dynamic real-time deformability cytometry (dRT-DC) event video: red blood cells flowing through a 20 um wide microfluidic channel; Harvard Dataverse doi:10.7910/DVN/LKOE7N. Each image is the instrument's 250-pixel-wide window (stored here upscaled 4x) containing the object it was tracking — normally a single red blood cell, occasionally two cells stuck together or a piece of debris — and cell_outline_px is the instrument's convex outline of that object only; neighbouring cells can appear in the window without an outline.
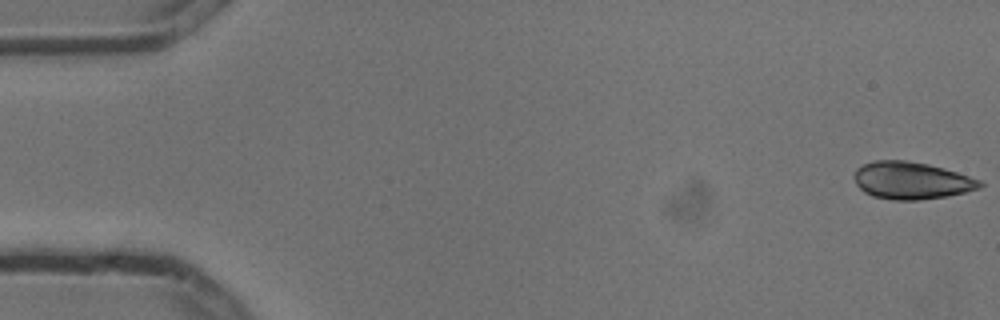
{"species": "common noctule bat (a hibernating species)", "species_latin": "Nyctalus noctula", "temperature_condition": "cold", "stored_images_in_passage": 5, "camera_frame_rate_fps": 3000, "um_per_image_px": 0.085, "animal": {"sex": "male", "body_mass_g": 13.3}, "frame": {"image": 1, "passage_image": 1, "time_ms": 0.0, "image_size_px": [1000, 320], "cell_outline_px": [[984, 184], [980, 188], [948, 196], [920, 200], [892, 200], [872, 196], [864, 192], [856, 184], [852, 176], [856, 168], [872, 160], [904, 160], [928, 164], [956, 172], [980, 180]], "centroid_in_image_um": [77.43, 15.35], "position_along_channel_um": 7.6, "area_um2": 27.4}}
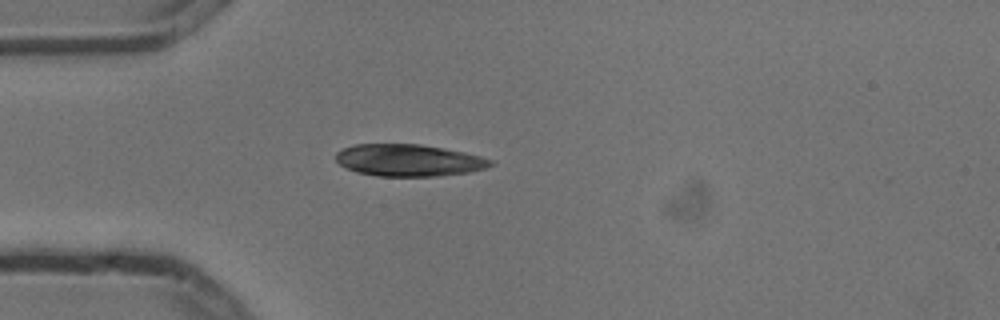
{"frame": {"image": 2, "passage_image": 5, "time_ms": 1.333, "image_size_px": [1000, 320], "cell_outline_px": [[496, 164], [484, 168], [468, 172], [436, 176], [376, 176], [356, 172], [344, 168], [336, 160], [336, 152], [344, 148], [356, 144], [420, 144], [464, 152], [480, 156], [492, 160]], "centroid_in_image_um": [34.72, 13.62], "position_along_channel_um": 50.3, "area_um2": 28.78}}